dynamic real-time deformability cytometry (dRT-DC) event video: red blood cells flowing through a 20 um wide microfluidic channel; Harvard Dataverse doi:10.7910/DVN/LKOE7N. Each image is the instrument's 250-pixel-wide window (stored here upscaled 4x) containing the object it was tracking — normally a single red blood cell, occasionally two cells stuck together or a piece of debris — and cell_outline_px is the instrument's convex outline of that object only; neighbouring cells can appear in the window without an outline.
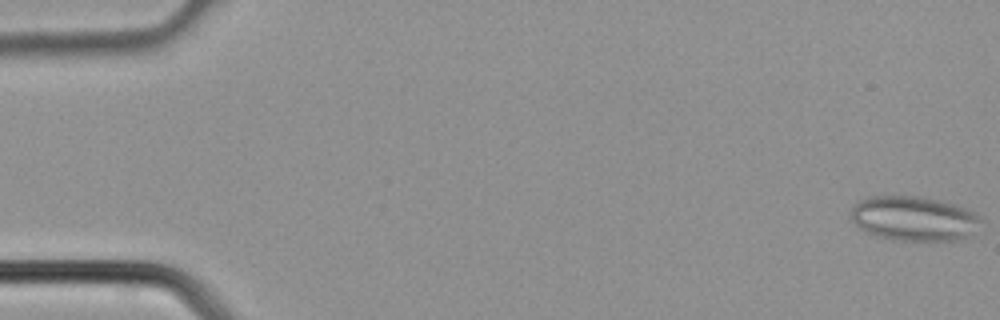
{"species": "common noctule bat (a hibernating species)", "species_latin": "Nyctalus noctula", "temperature_condition": "cold", "stored_images_in_passage": 3, "camera_frame_rate_fps": 3000, "um_per_image_px": 0.085, "animal": {"sex": "male", "body_mass_g": 21.5, "forearm_length_mm": 52.0}, "frame": {"image": 1, "passage_image": 3, "time_ms": 0.667, "image_size_px": [1000, 320], "cell_outline_px": [[984, 220], [968, 236], [956, 240], [892, 240], [876, 236], [860, 228], [848, 216], [852, 208], [860, 200], [868, 196], [924, 196], [940, 200], [976, 212]], "centroid_in_image_um": [77.67, 18.56], "position_along_channel_um": 7.3, "area_um2": 33.93}}